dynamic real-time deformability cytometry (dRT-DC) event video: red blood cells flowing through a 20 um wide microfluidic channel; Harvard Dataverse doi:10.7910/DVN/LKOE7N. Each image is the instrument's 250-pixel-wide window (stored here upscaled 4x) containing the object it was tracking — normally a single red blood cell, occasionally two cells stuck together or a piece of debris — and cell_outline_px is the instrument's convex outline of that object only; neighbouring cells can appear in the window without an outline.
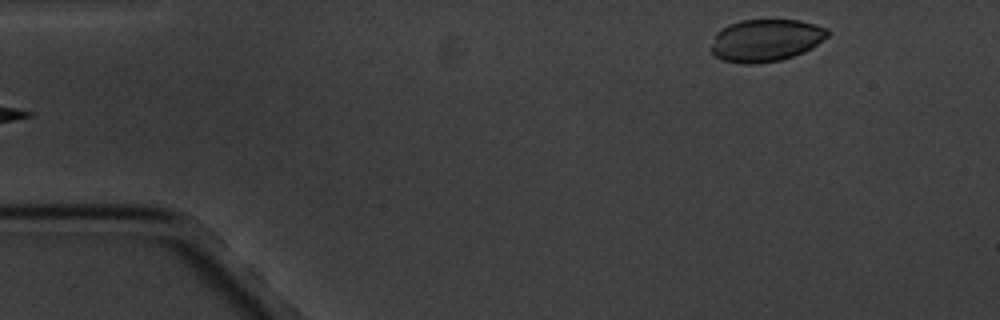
{"species": "common noctule bat (a hibernating species)", "species_latin": "Nyctalus noctula", "temperature_condition": "cold", "stored_images_in_passage": 6, "segment_of_instrument_passage": [2, 2], "camera_frame_rate_fps": 3000, "um_per_image_px": 0.085, "animal": {"sex": "male", "body_mass_g": 20.1, "forearm_length_mm": 53.5}, "frame": {"image": 1, "passage_image": 6, "time_ms": 5.667, "image_size_px": [1000, 320], "cell_outline_px": [[828, 36], [812, 48], [804, 52], [780, 60], [752, 64], [744, 64], [724, 60], [716, 56], [712, 52], [712, 44], [716, 32], [728, 24], [740, 20], [800, 20], [816, 24], [828, 28]], "centroid_in_image_um": [65.11, 3.41], "position_along_channel_um": 19.9, "area_um2": 28.67}}